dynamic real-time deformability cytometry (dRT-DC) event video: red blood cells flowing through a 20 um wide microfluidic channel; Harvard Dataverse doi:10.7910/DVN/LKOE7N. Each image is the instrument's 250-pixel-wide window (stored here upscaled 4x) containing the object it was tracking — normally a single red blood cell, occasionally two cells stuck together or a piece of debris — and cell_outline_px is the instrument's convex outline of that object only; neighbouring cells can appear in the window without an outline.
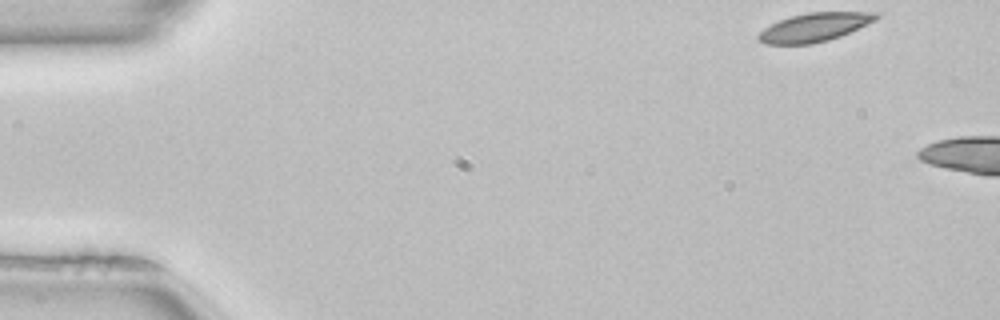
{"species": "common noctule bat (a hibernating species)", "species_latin": "Nyctalus noctula", "temperature_condition": "room temperature", "stored_images_in_passage": 6, "camera_frame_rate_fps": 3000, "um_per_image_px": 0.085, "animal": {"sex": "female", "body_mass_g": 22.7, "forearm_length_mm": 54.2}, "frame": {"image": 1, "passage_image": 1, "time_ms": 0.0, "image_size_px": [1000, 320], "cell_outline_px": [[880, 16], [876, 20], [840, 36], [828, 40], [812, 44], [764, 44], [756, 40], [756, 36], [764, 28], [780, 20], [792, 16], [808, 12], [880, 12]], "centroid_in_image_um": [69.21, 2.32], "position_along_channel_um": 15.8, "area_um2": 19.59}}